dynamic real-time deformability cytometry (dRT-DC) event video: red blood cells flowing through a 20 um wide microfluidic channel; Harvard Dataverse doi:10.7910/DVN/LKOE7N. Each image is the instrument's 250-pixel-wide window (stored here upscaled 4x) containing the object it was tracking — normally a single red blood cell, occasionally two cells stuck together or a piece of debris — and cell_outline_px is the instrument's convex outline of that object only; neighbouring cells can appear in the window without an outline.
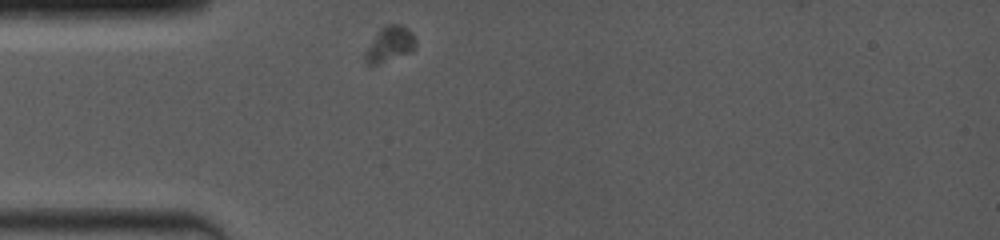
{"species": "common noctule bat (a hibernating species)", "species_latin": "Nyctalus noctula", "temperature_condition": "room temperature", "stored_images_in_passage": 56, "camera_frame_rate_fps": 4000, "um_per_image_px": 0.085, "animal": {"sex": "female", "body_mass_g": 19.0, "forearm_length_mm": 53.3}, "frame": {"image": 1, "passage_image": 1, "time_ms": 0.0, "image_size_px": [1000, 240], "cell_outline_px": [[416, 44], [412, 52], [376, 64], [368, 64], [364, 60], [364, 52], [380, 28], [384, 24], [400, 24], [408, 28], [412, 32], [416, 40]], "centroid_in_image_um": [33.14, 3.73], "position_along_channel_um": 51.9, "area_um2": 10.4}}
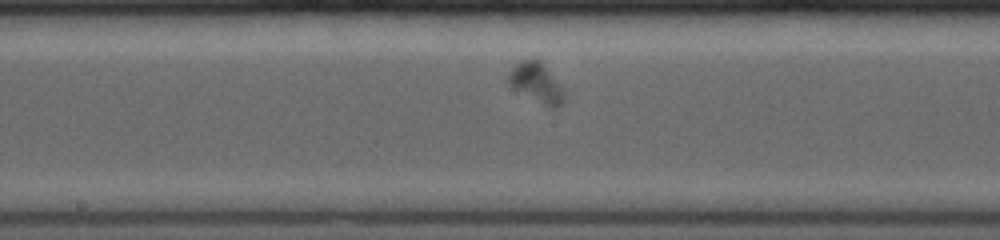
{"frame": {"image": 2, "passage_image": 25, "time_ms": 4.5, "image_size_px": [1000, 240], "cell_outline_px": [[564, 100], [556, 108], [552, 108], [512, 88], [508, 84], [508, 76], [512, 68], [516, 64], [524, 60], [540, 60], [564, 92]], "centroid_in_image_um": [45.57, 7.04], "position_along_channel_um": 202.6, "area_um2": 12.25}}
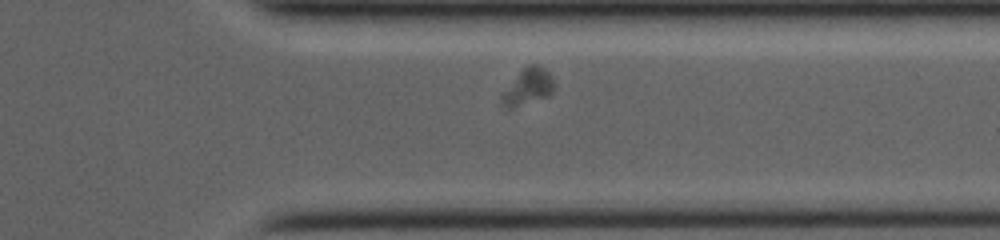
{"frame": {"image": 3, "passage_image": 48, "time_ms": 9.0, "image_size_px": [1000, 240], "cell_outline_px": [[552, 92], [548, 96], [512, 108], [508, 108], [500, 104], [500, 92], [528, 64], [536, 64], [544, 68], [552, 76]], "centroid_in_image_um": [44.8, 7.39], "position_along_channel_um": 366.6, "area_um2": 11.04}}